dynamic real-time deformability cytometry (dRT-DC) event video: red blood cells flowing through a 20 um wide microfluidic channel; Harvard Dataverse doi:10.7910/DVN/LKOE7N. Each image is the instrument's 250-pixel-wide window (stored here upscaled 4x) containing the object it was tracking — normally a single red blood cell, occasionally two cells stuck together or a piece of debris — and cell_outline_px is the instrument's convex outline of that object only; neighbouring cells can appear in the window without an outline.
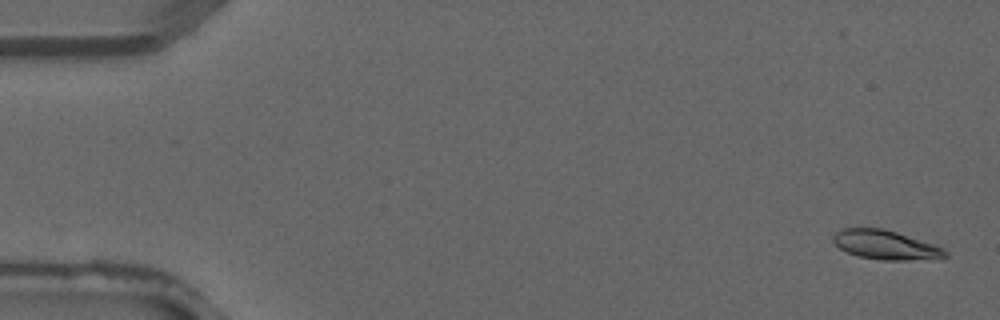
{"species": "common noctule bat (a hibernating species)", "species_latin": "Nyctalus noctula", "temperature_condition": "warm", "stored_images_in_passage": 2, "camera_frame_rate_fps": 3000, "um_per_image_px": 0.085, "animal": {"sex": "male", "forearm_length_mm": 52.5}, "frame": {"image": 1, "passage_image": 2, "time_ms": 0.333, "image_size_px": [1000, 320], "cell_outline_px": [[948, 256], [908, 260], [880, 260], [856, 256], [840, 248], [832, 240], [832, 236], [840, 228], [884, 228], [944, 248], [948, 252]], "centroid_in_image_um": [75.21, 20.81], "position_along_channel_um": 9.8, "area_um2": 18.84}}